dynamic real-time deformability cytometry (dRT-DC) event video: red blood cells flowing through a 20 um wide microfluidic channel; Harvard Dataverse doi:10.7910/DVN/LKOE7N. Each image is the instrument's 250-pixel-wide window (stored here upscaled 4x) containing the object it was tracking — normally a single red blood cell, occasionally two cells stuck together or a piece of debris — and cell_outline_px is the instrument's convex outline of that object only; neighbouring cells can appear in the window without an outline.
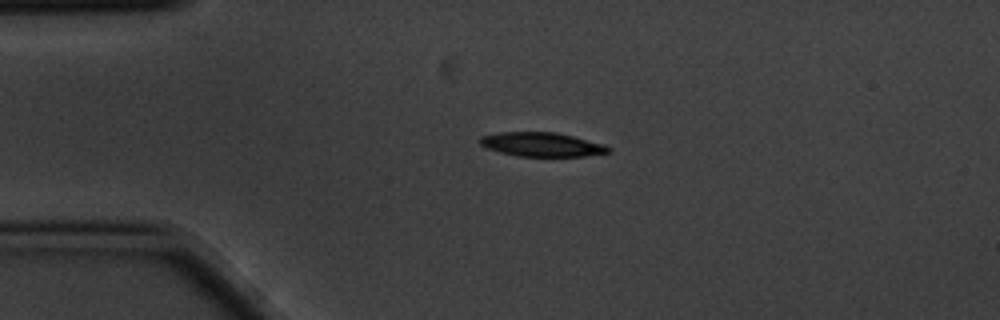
{"species": "common noctule bat (a hibernating species)", "species_latin": "Nyctalus noctula", "temperature_condition": "cold", "stored_images_in_passage": 3, "camera_frame_rate_fps": 3000, "um_per_image_px": 0.085, "animal": {"sex": "male", "body_mass_g": 20.1, "forearm_length_mm": 53.5}, "frame": {"image": 1, "passage_image": 3, "time_ms": 0.667, "image_size_px": [1000, 320], "cell_outline_px": [[612, 152], [584, 156], [516, 156], [484, 148], [476, 140], [480, 136], [500, 132], [556, 132], [604, 144], [612, 148]], "centroid_in_image_um": [46.01, 12.28], "position_along_channel_um": 39.0, "area_um2": 18.21}}